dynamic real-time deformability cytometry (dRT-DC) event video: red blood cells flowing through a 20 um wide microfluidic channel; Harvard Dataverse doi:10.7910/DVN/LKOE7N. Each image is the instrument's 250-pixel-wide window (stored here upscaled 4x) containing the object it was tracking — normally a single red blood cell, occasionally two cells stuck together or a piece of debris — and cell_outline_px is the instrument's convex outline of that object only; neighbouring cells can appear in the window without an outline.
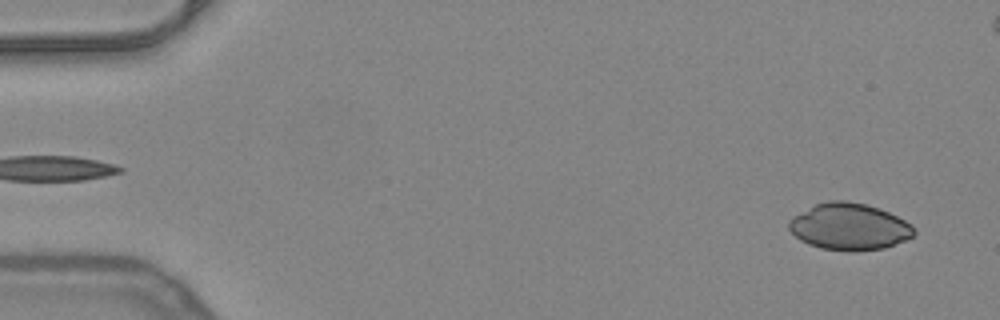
{"species": "common noctule bat (a hibernating species)", "species_latin": "Nyctalus noctula", "temperature_condition": "warm", "stored_images_in_passage": 47, "camera_frame_rate_fps": 3000, "um_per_image_px": 0.085, "animal": {"sex": "female", "body_mass_g": 24.6, "forearm_length_mm": 56.2}, "frame": {"image": 1, "passage_image": 2, "time_ms": 0.333, "image_size_px": [1000, 320], "cell_outline_px": [[916, 232], [912, 236], [904, 240], [884, 248], [856, 252], [848, 252], [820, 248], [808, 244], [800, 240], [788, 228], [788, 220], [792, 216], [816, 204], [828, 200], [848, 200], [880, 208], [912, 224]], "centroid_in_image_um": [72.17, 19.27], "position_along_channel_um": 12.8, "area_um2": 34.28}}